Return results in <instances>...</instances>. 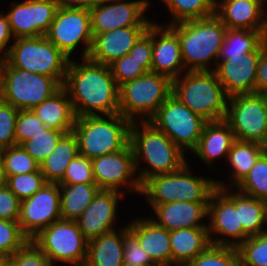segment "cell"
<instances>
[{"label": "cell", "mask_w": 267, "mask_h": 266, "mask_svg": "<svg viewBox=\"0 0 267 266\" xmlns=\"http://www.w3.org/2000/svg\"><path fill=\"white\" fill-rule=\"evenodd\" d=\"M62 87L77 117L119 113V86L109 66L83 58L82 64L69 61Z\"/></svg>", "instance_id": "1"}, {"label": "cell", "mask_w": 267, "mask_h": 266, "mask_svg": "<svg viewBox=\"0 0 267 266\" xmlns=\"http://www.w3.org/2000/svg\"><path fill=\"white\" fill-rule=\"evenodd\" d=\"M177 35L188 71H210L207 64L219 59L227 27L214 14L209 17L168 25Z\"/></svg>", "instance_id": "2"}, {"label": "cell", "mask_w": 267, "mask_h": 266, "mask_svg": "<svg viewBox=\"0 0 267 266\" xmlns=\"http://www.w3.org/2000/svg\"><path fill=\"white\" fill-rule=\"evenodd\" d=\"M142 124L141 131L136 121L130 128L135 168L142 157L151 166V170H142L138 175L141 184L150 177L177 172L186 164L184 152L166 134L148 121Z\"/></svg>", "instance_id": "3"}, {"label": "cell", "mask_w": 267, "mask_h": 266, "mask_svg": "<svg viewBox=\"0 0 267 266\" xmlns=\"http://www.w3.org/2000/svg\"><path fill=\"white\" fill-rule=\"evenodd\" d=\"M77 117L73 133L78 141L79 154L94 159L125 149L130 144L132 122L120 113Z\"/></svg>", "instance_id": "4"}, {"label": "cell", "mask_w": 267, "mask_h": 266, "mask_svg": "<svg viewBox=\"0 0 267 266\" xmlns=\"http://www.w3.org/2000/svg\"><path fill=\"white\" fill-rule=\"evenodd\" d=\"M172 95L208 122L225 119L229 97L213 70H187L172 80Z\"/></svg>", "instance_id": "5"}, {"label": "cell", "mask_w": 267, "mask_h": 266, "mask_svg": "<svg viewBox=\"0 0 267 266\" xmlns=\"http://www.w3.org/2000/svg\"><path fill=\"white\" fill-rule=\"evenodd\" d=\"M62 85L57 78L14 68L0 58V99L18 110H32Z\"/></svg>", "instance_id": "6"}, {"label": "cell", "mask_w": 267, "mask_h": 266, "mask_svg": "<svg viewBox=\"0 0 267 266\" xmlns=\"http://www.w3.org/2000/svg\"><path fill=\"white\" fill-rule=\"evenodd\" d=\"M2 58L12 67L57 78L62 84L70 61L47 37H21Z\"/></svg>", "instance_id": "7"}, {"label": "cell", "mask_w": 267, "mask_h": 266, "mask_svg": "<svg viewBox=\"0 0 267 266\" xmlns=\"http://www.w3.org/2000/svg\"><path fill=\"white\" fill-rule=\"evenodd\" d=\"M191 173L186 163L177 172L150 177L142 184L141 194L146 195L153 209L173 201L209 202L216 182Z\"/></svg>", "instance_id": "8"}, {"label": "cell", "mask_w": 267, "mask_h": 266, "mask_svg": "<svg viewBox=\"0 0 267 266\" xmlns=\"http://www.w3.org/2000/svg\"><path fill=\"white\" fill-rule=\"evenodd\" d=\"M171 94L172 80L149 71L119 86V113L131 122L138 115L149 121Z\"/></svg>", "instance_id": "9"}, {"label": "cell", "mask_w": 267, "mask_h": 266, "mask_svg": "<svg viewBox=\"0 0 267 266\" xmlns=\"http://www.w3.org/2000/svg\"><path fill=\"white\" fill-rule=\"evenodd\" d=\"M148 122L166 134L184 152V148L191 151L196 148L208 121L171 94Z\"/></svg>", "instance_id": "10"}, {"label": "cell", "mask_w": 267, "mask_h": 266, "mask_svg": "<svg viewBox=\"0 0 267 266\" xmlns=\"http://www.w3.org/2000/svg\"><path fill=\"white\" fill-rule=\"evenodd\" d=\"M32 241L52 263L59 260L75 266L85 265L88 240L76 221H55Z\"/></svg>", "instance_id": "11"}, {"label": "cell", "mask_w": 267, "mask_h": 266, "mask_svg": "<svg viewBox=\"0 0 267 266\" xmlns=\"http://www.w3.org/2000/svg\"><path fill=\"white\" fill-rule=\"evenodd\" d=\"M225 121L235 140L263 144L267 139V94H244L228 98Z\"/></svg>", "instance_id": "12"}, {"label": "cell", "mask_w": 267, "mask_h": 266, "mask_svg": "<svg viewBox=\"0 0 267 266\" xmlns=\"http://www.w3.org/2000/svg\"><path fill=\"white\" fill-rule=\"evenodd\" d=\"M68 58L79 43L86 45L82 58H87L93 35L89 9L58 7L45 35Z\"/></svg>", "instance_id": "13"}, {"label": "cell", "mask_w": 267, "mask_h": 266, "mask_svg": "<svg viewBox=\"0 0 267 266\" xmlns=\"http://www.w3.org/2000/svg\"><path fill=\"white\" fill-rule=\"evenodd\" d=\"M217 189L211 194L208 203V215L210 224L207 226L211 245L238 247L249 236L243 231L238 217V193H228L226 185L222 181L216 182ZM216 200V202H215ZM211 232L233 238V241L213 239ZM213 239V240H212ZM234 239H237V242ZM239 240V241H238Z\"/></svg>", "instance_id": "14"}, {"label": "cell", "mask_w": 267, "mask_h": 266, "mask_svg": "<svg viewBox=\"0 0 267 266\" xmlns=\"http://www.w3.org/2000/svg\"><path fill=\"white\" fill-rule=\"evenodd\" d=\"M60 193L59 184L46 183L34 195L21 200L18 222L29 240L61 219Z\"/></svg>", "instance_id": "15"}, {"label": "cell", "mask_w": 267, "mask_h": 266, "mask_svg": "<svg viewBox=\"0 0 267 266\" xmlns=\"http://www.w3.org/2000/svg\"><path fill=\"white\" fill-rule=\"evenodd\" d=\"M109 2L113 4H106ZM148 5L147 0H102L90 9L92 35L96 36L117 28L150 26L152 22L143 16Z\"/></svg>", "instance_id": "16"}, {"label": "cell", "mask_w": 267, "mask_h": 266, "mask_svg": "<svg viewBox=\"0 0 267 266\" xmlns=\"http://www.w3.org/2000/svg\"><path fill=\"white\" fill-rule=\"evenodd\" d=\"M92 169L95 183L100 189L119 192L118 188L126 184L132 191L141 193L142 184L139 179H132L137 169L130 144L118 152L92 159Z\"/></svg>", "instance_id": "17"}, {"label": "cell", "mask_w": 267, "mask_h": 266, "mask_svg": "<svg viewBox=\"0 0 267 266\" xmlns=\"http://www.w3.org/2000/svg\"><path fill=\"white\" fill-rule=\"evenodd\" d=\"M58 9L56 0H26L14 3L7 18L13 37L44 36Z\"/></svg>", "instance_id": "18"}, {"label": "cell", "mask_w": 267, "mask_h": 266, "mask_svg": "<svg viewBox=\"0 0 267 266\" xmlns=\"http://www.w3.org/2000/svg\"><path fill=\"white\" fill-rule=\"evenodd\" d=\"M264 43L255 51L246 54L240 62L222 60L213 71L228 97L255 93L257 65Z\"/></svg>", "instance_id": "19"}, {"label": "cell", "mask_w": 267, "mask_h": 266, "mask_svg": "<svg viewBox=\"0 0 267 266\" xmlns=\"http://www.w3.org/2000/svg\"><path fill=\"white\" fill-rule=\"evenodd\" d=\"M122 197L123 193L115 190L98 191L94 200L76 220L80 231L88 241L114 231L113 221L118 198Z\"/></svg>", "instance_id": "20"}, {"label": "cell", "mask_w": 267, "mask_h": 266, "mask_svg": "<svg viewBox=\"0 0 267 266\" xmlns=\"http://www.w3.org/2000/svg\"><path fill=\"white\" fill-rule=\"evenodd\" d=\"M149 26L117 28L93 36L88 59L109 66L115 60L127 55Z\"/></svg>", "instance_id": "21"}, {"label": "cell", "mask_w": 267, "mask_h": 266, "mask_svg": "<svg viewBox=\"0 0 267 266\" xmlns=\"http://www.w3.org/2000/svg\"><path fill=\"white\" fill-rule=\"evenodd\" d=\"M159 36V40L156 39ZM185 70L178 35L167 25L153 23V46L151 71L165 75L171 80Z\"/></svg>", "instance_id": "22"}, {"label": "cell", "mask_w": 267, "mask_h": 266, "mask_svg": "<svg viewBox=\"0 0 267 266\" xmlns=\"http://www.w3.org/2000/svg\"><path fill=\"white\" fill-rule=\"evenodd\" d=\"M216 1L215 14L227 29L267 31V18L263 20V5L258 0ZM220 11H219V9Z\"/></svg>", "instance_id": "23"}, {"label": "cell", "mask_w": 267, "mask_h": 266, "mask_svg": "<svg viewBox=\"0 0 267 266\" xmlns=\"http://www.w3.org/2000/svg\"><path fill=\"white\" fill-rule=\"evenodd\" d=\"M208 203L173 201L157 205L154 210L159 220H152L168 231L207 227L206 224H200V221L208 217Z\"/></svg>", "instance_id": "24"}, {"label": "cell", "mask_w": 267, "mask_h": 266, "mask_svg": "<svg viewBox=\"0 0 267 266\" xmlns=\"http://www.w3.org/2000/svg\"><path fill=\"white\" fill-rule=\"evenodd\" d=\"M128 227L156 265H172L170 231L147 218L135 220Z\"/></svg>", "instance_id": "25"}, {"label": "cell", "mask_w": 267, "mask_h": 266, "mask_svg": "<svg viewBox=\"0 0 267 266\" xmlns=\"http://www.w3.org/2000/svg\"><path fill=\"white\" fill-rule=\"evenodd\" d=\"M172 264L186 266L210 245L207 227L170 231Z\"/></svg>", "instance_id": "26"}, {"label": "cell", "mask_w": 267, "mask_h": 266, "mask_svg": "<svg viewBox=\"0 0 267 266\" xmlns=\"http://www.w3.org/2000/svg\"><path fill=\"white\" fill-rule=\"evenodd\" d=\"M234 141V134L224 119L209 121L205 124L203 133L193 152L202 161L212 164V159L228 156Z\"/></svg>", "instance_id": "27"}, {"label": "cell", "mask_w": 267, "mask_h": 266, "mask_svg": "<svg viewBox=\"0 0 267 266\" xmlns=\"http://www.w3.org/2000/svg\"><path fill=\"white\" fill-rule=\"evenodd\" d=\"M32 111L50 129L73 131L76 116L68 93L63 87Z\"/></svg>", "instance_id": "28"}, {"label": "cell", "mask_w": 267, "mask_h": 266, "mask_svg": "<svg viewBox=\"0 0 267 266\" xmlns=\"http://www.w3.org/2000/svg\"><path fill=\"white\" fill-rule=\"evenodd\" d=\"M129 227L117 234L111 231L88 241L87 258L84 266H124V235Z\"/></svg>", "instance_id": "29"}, {"label": "cell", "mask_w": 267, "mask_h": 266, "mask_svg": "<svg viewBox=\"0 0 267 266\" xmlns=\"http://www.w3.org/2000/svg\"><path fill=\"white\" fill-rule=\"evenodd\" d=\"M79 154L78 141L73 132L66 133L53 152L40 165L47 183H59L70 162Z\"/></svg>", "instance_id": "30"}, {"label": "cell", "mask_w": 267, "mask_h": 266, "mask_svg": "<svg viewBox=\"0 0 267 266\" xmlns=\"http://www.w3.org/2000/svg\"><path fill=\"white\" fill-rule=\"evenodd\" d=\"M267 40V31L227 29L219 58L240 62L246 54L257 50Z\"/></svg>", "instance_id": "31"}, {"label": "cell", "mask_w": 267, "mask_h": 266, "mask_svg": "<svg viewBox=\"0 0 267 266\" xmlns=\"http://www.w3.org/2000/svg\"><path fill=\"white\" fill-rule=\"evenodd\" d=\"M61 219L76 221L94 200L100 188L96 183L59 184Z\"/></svg>", "instance_id": "32"}, {"label": "cell", "mask_w": 267, "mask_h": 266, "mask_svg": "<svg viewBox=\"0 0 267 266\" xmlns=\"http://www.w3.org/2000/svg\"><path fill=\"white\" fill-rule=\"evenodd\" d=\"M263 154L262 145L254 142L235 140L228 153V160L233 168L231 183L237 186Z\"/></svg>", "instance_id": "33"}, {"label": "cell", "mask_w": 267, "mask_h": 266, "mask_svg": "<svg viewBox=\"0 0 267 266\" xmlns=\"http://www.w3.org/2000/svg\"><path fill=\"white\" fill-rule=\"evenodd\" d=\"M265 201L238 193V217L243 231L248 236L258 235L265 231L262 229L265 222Z\"/></svg>", "instance_id": "34"}, {"label": "cell", "mask_w": 267, "mask_h": 266, "mask_svg": "<svg viewBox=\"0 0 267 266\" xmlns=\"http://www.w3.org/2000/svg\"><path fill=\"white\" fill-rule=\"evenodd\" d=\"M168 7L174 25L180 22L196 20L215 14L216 0H162Z\"/></svg>", "instance_id": "35"}, {"label": "cell", "mask_w": 267, "mask_h": 266, "mask_svg": "<svg viewBox=\"0 0 267 266\" xmlns=\"http://www.w3.org/2000/svg\"><path fill=\"white\" fill-rule=\"evenodd\" d=\"M236 188L242 194L267 201V157L264 154L258 158Z\"/></svg>", "instance_id": "36"}, {"label": "cell", "mask_w": 267, "mask_h": 266, "mask_svg": "<svg viewBox=\"0 0 267 266\" xmlns=\"http://www.w3.org/2000/svg\"><path fill=\"white\" fill-rule=\"evenodd\" d=\"M69 132L72 131H58L48 128L31 139L24 141L21 146L39 165H41L53 152L58 141Z\"/></svg>", "instance_id": "37"}, {"label": "cell", "mask_w": 267, "mask_h": 266, "mask_svg": "<svg viewBox=\"0 0 267 266\" xmlns=\"http://www.w3.org/2000/svg\"><path fill=\"white\" fill-rule=\"evenodd\" d=\"M186 266H242L235 247L210 245Z\"/></svg>", "instance_id": "38"}, {"label": "cell", "mask_w": 267, "mask_h": 266, "mask_svg": "<svg viewBox=\"0 0 267 266\" xmlns=\"http://www.w3.org/2000/svg\"><path fill=\"white\" fill-rule=\"evenodd\" d=\"M242 266H267V232L249 236L236 247Z\"/></svg>", "instance_id": "39"}, {"label": "cell", "mask_w": 267, "mask_h": 266, "mask_svg": "<svg viewBox=\"0 0 267 266\" xmlns=\"http://www.w3.org/2000/svg\"><path fill=\"white\" fill-rule=\"evenodd\" d=\"M3 165L6 176L32 173L40 169V165L21 145L3 149Z\"/></svg>", "instance_id": "40"}, {"label": "cell", "mask_w": 267, "mask_h": 266, "mask_svg": "<svg viewBox=\"0 0 267 266\" xmlns=\"http://www.w3.org/2000/svg\"><path fill=\"white\" fill-rule=\"evenodd\" d=\"M152 61H137L129 54L109 65L118 86L151 71Z\"/></svg>", "instance_id": "41"}, {"label": "cell", "mask_w": 267, "mask_h": 266, "mask_svg": "<svg viewBox=\"0 0 267 266\" xmlns=\"http://www.w3.org/2000/svg\"><path fill=\"white\" fill-rule=\"evenodd\" d=\"M6 177L5 185L20 200L31 197L47 183L40 169L32 173Z\"/></svg>", "instance_id": "42"}, {"label": "cell", "mask_w": 267, "mask_h": 266, "mask_svg": "<svg viewBox=\"0 0 267 266\" xmlns=\"http://www.w3.org/2000/svg\"><path fill=\"white\" fill-rule=\"evenodd\" d=\"M28 241L21 231L19 222L0 219V253L12 256Z\"/></svg>", "instance_id": "43"}, {"label": "cell", "mask_w": 267, "mask_h": 266, "mask_svg": "<svg viewBox=\"0 0 267 266\" xmlns=\"http://www.w3.org/2000/svg\"><path fill=\"white\" fill-rule=\"evenodd\" d=\"M47 129L48 127L38 119L32 110H19L15 123L16 145H21L24 141Z\"/></svg>", "instance_id": "44"}, {"label": "cell", "mask_w": 267, "mask_h": 266, "mask_svg": "<svg viewBox=\"0 0 267 266\" xmlns=\"http://www.w3.org/2000/svg\"><path fill=\"white\" fill-rule=\"evenodd\" d=\"M95 183L92 159L78 154L68 165L58 184Z\"/></svg>", "instance_id": "45"}, {"label": "cell", "mask_w": 267, "mask_h": 266, "mask_svg": "<svg viewBox=\"0 0 267 266\" xmlns=\"http://www.w3.org/2000/svg\"><path fill=\"white\" fill-rule=\"evenodd\" d=\"M18 109L0 99V148L16 145L15 123Z\"/></svg>", "instance_id": "46"}, {"label": "cell", "mask_w": 267, "mask_h": 266, "mask_svg": "<svg viewBox=\"0 0 267 266\" xmlns=\"http://www.w3.org/2000/svg\"><path fill=\"white\" fill-rule=\"evenodd\" d=\"M11 266H53L42 251L29 240L11 256Z\"/></svg>", "instance_id": "47"}, {"label": "cell", "mask_w": 267, "mask_h": 266, "mask_svg": "<svg viewBox=\"0 0 267 266\" xmlns=\"http://www.w3.org/2000/svg\"><path fill=\"white\" fill-rule=\"evenodd\" d=\"M123 250L124 265H156L146 250L141 247L138 238L130 230L124 235Z\"/></svg>", "instance_id": "48"}, {"label": "cell", "mask_w": 267, "mask_h": 266, "mask_svg": "<svg viewBox=\"0 0 267 266\" xmlns=\"http://www.w3.org/2000/svg\"><path fill=\"white\" fill-rule=\"evenodd\" d=\"M21 200L6 186H0V219L18 222Z\"/></svg>", "instance_id": "49"}, {"label": "cell", "mask_w": 267, "mask_h": 266, "mask_svg": "<svg viewBox=\"0 0 267 266\" xmlns=\"http://www.w3.org/2000/svg\"><path fill=\"white\" fill-rule=\"evenodd\" d=\"M153 22L147 31L138 39L129 55L137 61H152Z\"/></svg>", "instance_id": "50"}, {"label": "cell", "mask_w": 267, "mask_h": 266, "mask_svg": "<svg viewBox=\"0 0 267 266\" xmlns=\"http://www.w3.org/2000/svg\"><path fill=\"white\" fill-rule=\"evenodd\" d=\"M255 93L267 94V40L264 42V50L257 65Z\"/></svg>", "instance_id": "51"}, {"label": "cell", "mask_w": 267, "mask_h": 266, "mask_svg": "<svg viewBox=\"0 0 267 266\" xmlns=\"http://www.w3.org/2000/svg\"><path fill=\"white\" fill-rule=\"evenodd\" d=\"M13 36L7 15L0 14V51H4Z\"/></svg>", "instance_id": "52"}, {"label": "cell", "mask_w": 267, "mask_h": 266, "mask_svg": "<svg viewBox=\"0 0 267 266\" xmlns=\"http://www.w3.org/2000/svg\"><path fill=\"white\" fill-rule=\"evenodd\" d=\"M102 0H56L58 7L91 9Z\"/></svg>", "instance_id": "53"}, {"label": "cell", "mask_w": 267, "mask_h": 266, "mask_svg": "<svg viewBox=\"0 0 267 266\" xmlns=\"http://www.w3.org/2000/svg\"><path fill=\"white\" fill-rule=\"evenodd\" d=\"M6 178L7 177H6L4 165H3V149L0 148V186L5 185Z\"/></svg>", "instance_id": "54"}, {"label": "cell", "mask_w": 267, "mask_h": 266, "mask_svg": "<svg viewBox=\"0 0 267 266\" xmlns=\"http://www.w3.org/2000/svg\"><path fill=\"white\" fill-rule=\"evenodd\" d=\"M11 263V256L0 253V266H10Z\"/></svg>", "instance_id": "55"}, {"label": "cell", "mask_w": 267, "mask_h": 266, "mask_svg": "<svg viewBox=\"0 0 267 266\" xmlns=\"http://www.w3.org/2000/svg\"><path fill=\"white\" fill-rule=\"evenodd\" d=\"M263 154L267 157V139L262 144Z\"/></svg>", "instance_id": "56"}, {"label": "cell", "mask_w": 267, "mask_h": 266, "mask_svg": "<svg viewBox=\"0 0 267 266\" xmlns=\"http://www.w3.org/2000/svg\"><path fill=\"white\" fill-rule=\"evenodd\" d=\"M264 217H265V222L267 223V201H265V214H264ZM265 231L267 232V229Z\"/></svg>", "instance_id": "57"}, {"label": "cell", "mask_w": 267, "mask_h": 266, "mask_svg": "<svg viewBox=\"0 0 267 266\" xmlns=\"http://www.w3.org/2000/svg\"><path fill=\"white\" fill-rule=\"evenodd\" d=\"M124 266H158V265H140V264H131V265H124Z\"/></svg>", "instance_id": "58"}, {"label": "cell", "mask_w": 267, "mask_h": 266, "mask_svg": "<svg viewBox=\"0 0 267 266\" xmlns=\"http://www.w3.org/2000/svg\"><path fill=\"white\" fill-rule=\"evenodd\" d=\"M263 6H264V4L263 3H265V1L267 2V0H258Z\"/></svg>", "instance_id": "59"}]
</instances>
